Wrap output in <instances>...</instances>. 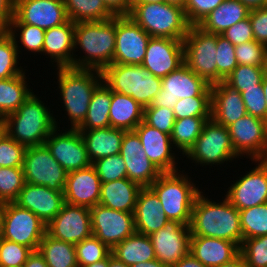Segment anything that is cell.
I'll return each mask as SVG.
<instances>
[{
    "label": "cell",
    "instance_id": "1",
    "mask_svg": "<svg viewBox=\"0 0 267 267\" xmlns=\"http://www.w3.org/2000/svg\"><path fill=\"white\" fill-rule=\"evenodd\" d=\"M203 193L197 195L193 204L189 225L191 236L214 237L241 246L243 235L239 210L226 198L219 203Z\"/></svg>",
    "mask_w": 267,
    "mask_h": 267
},
{
    "label": "cell",
    "instance_id": "2",
    "mask_svg": "<svg viewBox=\"0 0 267 267\" xmlns=\"http://www.w3.org/2000/svg\"><path fill=\"white\" fill-rule=\"evenodd\" d=\"M116 16L109 20L75 23L74 48L85 55L73 58V68L103 71L113 64Z\"/></svg>",
    "mask_w": 267,
    "mask_h": 267
},
{
    "label": "cell",
    "instance_id": "3",
    "mask_svg": "<svg viewBox=\"0 0 267 267\" xmlns=\"http://www.w3.org/2000/svg\"><path fill=\"white\" fill-rule=\"evenodd\" d=\"M43 102L32 92L15 112L5 117L6 133L13 140L26 147L45 144L58 122Z\"/></svg>",
    "mask_w": 267,
    "mask_h": 267
},
{
    "label": "cell",
    "instance_id": "4",
    "mask_svg": "<svg viewBox=\"0 0 267 267\" xmlns=\"http://www.w3.org/2000/svg\"><path fill=\"white\" fill-rule=\"evenodd\" d=\"M56 69L62 107L71 122L69 128L77 129L84 122L95 89L103 82L102 71L72 67Z\"/></svg>",
    "mask_w": 267,
    "mask_h": 267
},
{
    "label": "cell",
    "instance_id": "5",
    "mask_svg": "<svg viewBox=\"0 0 267 267\" xmlns=\"http://www.w3.org/2000/svg\"><path fill=\"white\" fill-rule=\"evenodd\" d=\"M194 184L183 171L162 173L151 184L168 220L190 225L193 204L201 192Z\"/></svg>",
    "mask_w": 267,
    "mask_h": 267
},
{
    "label": "cell",
    "instance_id": "6",
    "mask_svg": "<svg viewBox=\"0 0 267 267\" xmlns=\"http://www.w3.org/2000/svg\"><path fill=\"white\" fill-rule=\"evenodd\" d=\"M102 76L111 91L131 96L143 108L150 106L162 89V78L142 65L110 64L102 71Z\"/></svg>",
    "mask_w": 267,
    "mask_h": 267
},
{
    "label": "cell",
    "instance_id": "7",
    "mask_svg": "<svg viewBox=\"0 0 267 267\" xmlns=\"http://www.w3.org/2000/svg\"><path fill=\"white\" fill-rule=\"evenodd\" d=\"M151 37L183 39L190 24L184 9L167 3H135L128 15Z\"/></svg>",
    "mask_w": 267,
    "mask_h": 267
},
{
    "label": "cell",
    "instance_id": "8",
    "mask_svg": "<svg viewBox=\"0 0 267 267\" xmlns=\"http://www.w3.org/2000/svg\"><path fill=\"white\" fill-rule=\"evenodd\" d=\"M217 34L204 32L198 26H190L183 38L184 63L208 84L218 83Z\"/></svg>",
    "mask_w": 267,
    "mask_h": 267
},
{
    "label": "cell",
    "instance_id": "9",
    "mask_svg": "<svg viewBox=\"0 0 267 267\" xmlns=\"http://www.w3.org/2000/svg\"><path fill=\"white\" fill-rule=\"evenodd\" d=\"M185 156L202 167L221 165L239 158L233 149L228 128L213 119L204 124L200 136Z\"/></svg>",
    "mask_w": 267,
    "mask_h": 267
},
{
    "label": "cell",
    "instance_id": "10",
    "mask_svg": "<svg viewBox=\"0 0 267 267\" xmlns=\"http://www.w3.org/2000/svg\"><path fill=\"white\" fill-rule=\"evenodd\" d=\"M46 225L30 210L20 207L15 202L4 203L1 238L37 251L46 233Z\"/></svg>",
    "mask_w": 267,
    "mask_h": 267
},
{
    "label": "cell",
    "instance_id": "11",
    "mask_svg": "<svg viewBox=\"0 0 267 267\" xmlns=\"http://www.w3.org/2000/svg\"><path fill=\"white\" fill-rule=\"evenodd\" d=\"M22 168L26 183L64 192L68 172L53 158L45 144L26 148Z\"/></svg>",
    "mask_w": 267,
    "mask_h": 267
},
{
    "label": "cell",
    "instance_id": "12",
    "mask_svg": "<svg viewBox=\"0 0 267 267\" xmlns=\"http://www.w3.org/2000/svg\"><path fill=\"white\" fill-rule=\"evenodd\" d=\"M211 97V85L197 76L185 63L162 78V89L147 107L173 109L178 99Z\"/></svg>",
    "mask_w": 267,
    "mask_h": 267
},
{
    "label": "cell",
    "instance_id": "13",
    "mask_svg": "<svg viewBox=\"0 0 267 267\" xmlns=\"http://www.w3.org/2000/svg\"><path fill=\"white\" fill-rule=\"evenodd\" d=\"M227 128L238 156L246 155L251 161L267 159V121L246 114Z\"/></svg>",
    "mask_w": 267,
    "mask_h": 267
},
{
    "label": "cell",
    "instance_id": "14",
    "mask_svg": "<svg viewBox=\"0 0 267 267\" xmlns=\"http://www.w3.org/2000/svg\"><path fill=\"white\" fill-rule=\"evenodd\" d=\"M92 234L110 249L133 235L135 231L134 215L110 209L100 204L90 208Z\"/></svg>",
    "mask_w": 267,
    "mask_h": 267
},
{
    "label": "cell",
    "instance_id": "15",
    "mask_svg": "<svg viewBox=\"0 0 267 267\" xmlns=\"http://www.w3.org/2000/svg\"><path fill=\"white\" fill-rule=\"evenodd\" d=\"M150 38L129 16H116L113 64L142 65Z\"/></svg>",
    "mask_w": 267,
    "mask_h": 267
},
{
    "label": "cell",
    "instance_id": "16",
    "mask_svg": "<svg viewBox=\"0 0 267 267\" xmlns=\"http://www.w3.org/2000/svg\"><path fill=\"white\" fill-rule=\"evenodd\" d=\"M59 128L56 127L45 141V145L51 151L53 158L68 173L92 165L80 131L70 128L65 129V132H60Z\"/></svg>",
    "mask_w": 267,
    "mask_h": 267
},
{
    "label": "cell",
    "instance_id": "17",
    "mask_svg": "<svg viewBox=\"0 0 267 267\" xmlns=\"http://www.w3.org/2000/svg\"><path fill=\"white\" fill-rule=\"evenodd\" d=\"M254 162L258 165L231 183L224 196L239 211L267 203V159Z\"/></svg>",
    "mask_w": 267,
    "mask_h": 267
},
{
    "label": "cell",
    "instance_id": "18",
    "mask_svg": "<svg viewBox=\"0 0 267 267\" xmlns=\"http://www.w3.org/2000/svg\"><path fill=\"white\" fill-rule=\"evenodd\" d=\"M68 20L63 0H14L10 24H29L48 30Z\"/></svg>",
    "mask_w": 267,
    "mask_h": 267
},
{
    "label": "cell",
    "instance_id": "19",
    "mask_svg": "<svg viewBox=\"0 0 267 267\" xmlns=\"http://www.w3.org/2000/svg\"><path fill=\"white\" fill-rule=\"evenodd\" d=\"M46 232L72 244L91 237L90 208L64 203L61 211L46 225Z\"/></svg>",
    "mask_w": 267,
    "mask_h": 267
},
{
    "label": "cell",
    "instance_id": "20",
    "mask_svg": "<svg viewBox=\"0 0 267 267\" xmlns=\"http://www.w3.org/2000/svg\"><path fill=\"white\" fill-rule=\"evenodd\" d=\"M156 259L174 266L190 253L191 232L188 225L168 220L164 227L149 235Z\"/></svg>",
    "mask_w": 267,
    "mask_h": 267
},
{
    "label": "cell",
    "instance_id": "21",
    "mask_svg": "<svg viewBox=\"0 0 267 267\" xmlns=\"http://www.w3.org/2000/svg\"><path fill=\"white\" fill-rule=\"evenodd\" d=\"M184 64L183 39L151 37L142 66L164 78Z\"/></svg>",
    "mask_w": 267,
    "mask_h": 267
},
{
    "label": "cell",
    "instance_id": "22",
    "mask_svg": "<svg viewBox=\"0 0 267 267\" xmlns=\"http://www.w3.org/2000/svg\"><path fill=\"white\" fill-rule=\"evenodd\" d=\"M120 155L126 166L127 178L142 188L150 187L162 174L146 155L141 141L134 131L124 133Z\"/></svg>",
    "mask_w": 267,
    "mask_h": 267
},
{
    "label": "cell",
    "instance_id": "23",
    "mask_svg": "<svg viewBox=\"0 0 267 267\" xmlns=\"http://www.w3.org/2000/svg\"><path fill=\"white\" fill-rule=\"evenodd\" d=\"M134 132L138 135L142 148L150 161L155 164L162 173L180 171L177 168V158L174 153L175 151L172 150L174 146L169 134L151 127L144 121L135 128Z\"/></svg>",
    "mask_w": 267,
    "mask_h": 267
},
{
    "label": "cell",
    "instance_id": "24",
    "mask_svg": "<svg viewBox=\"0 0 267 267\" xmlns=\"http://www.w3.org/2000/svg\"><path fill=\"white\" fill-rule=\"evenodd\" d=\"M14 202L20 207L30 210L48 224L61 211L65 200L64 192L25 182Z\"/></svg>",
    "mask_w": 267,
    "mask_h": 267
},
{
    "label": "cell",
    "instance_id": "25",
    "mask_svg": "<svg viewBox=\"0 0 267 267\" xmlns=\"http://www.w3.org/2000/svg\"><path fill=\"white\" fill-rule=\"evenodd\" d=\"M100 191L101 180L93 165L67 174L65 203L92 208L99 203Z\"/></svg>",
    "mask_w": 267,
    "mask_h": 267
},
{
    "label": "cell",
    "instance_id": "26",
    "mask_svg": "<svg viewBox=\"0 0 267 267\" xmlns=\"http://www.w3.org/2000/svg\"><path fill=\"white\" fill-rule=\"evenodd\" d=\"M75 23L68 20L59 26L45 30L42 54L48 55L57 68L72 67L74 54ZM53 60V61H52Z\"/></svg>",
    "mask_w": 267,
    "mask_h": 267
},
{
    "label": "cell",
    "instance_id": "27",
    "mask_svg": "<svg viewBox=\"0 0 267 267\" xmlns=\"http://www.w3.org/2000/svg\"><path fill=\"white\" fill-rule=\"evenodd\" d=\"M246 114L240 92L224 81L211 85V119L228 127Z\"/></svg>",
    "mask_w": 267,
    "mask_h": 267
},
{
    "label": "cell",
    "instance_id": "28",
    "mask_svg": "<svg viewBox=\"0 0 267 267\" xmlns=\"http://www.w3.org/2000/svg\"><path fill=\"white\" fill-rule=\"evenodd\" d=\"M190 253L204 266L217 267L240 254L237 243L206 236H191Z\"/></svg>",
    "mask_w": 267,
    "mask_h": 267
},
{
    "label": "cell",
    "instance_id": "29",
    "mask_svg": "<svg viewBox=\"0 0 267 267\" xmlns=\"http://www.w3.org/2000/svg\"><path fill=\"white\" fill-rule=\"evenodd\" d=\"M133 215L135 231L148 236L162 229L168 221L159 197L150 187L140 190Z\"/></svg>",
    "mask_w": 267,
    "mask_h": 267
},
{
    "label": "cell",
    "instance_id": "30",
    "mask_svg": "<svg viewBox=\"0 0 267 267\" xmlns=\"http://www.w3.org/2000/svg\"><path fill=\"white\" fill-rule=\"evenodd\" d=\"M142 187L128 178L101 183L100 205L134 213L138 194Z\"/></svg>",
    "mask_w": 267,
    "mask_h": 267
},
{
    "label": "cell",
    "instance_id": "31",
    "mask_svg": "<svg viewBox=\"0 0 267 267\" xmlns=\"http://www.w3.org/2000/svg\"><path fill=\"white\" fill-rule=\"evenodd\" d=\"M86 144L90 162L120 154L122 140L126 131L114 127L92 130H79Z\"/></svg>",
    "mask_w": 267,
    "mask_h": 267
},
{
    "label": "cell",
    "instance_id": "32",
    "mask_svg": "<svg viewBox=\"0 0 267 267\" xmlns=\"http://www.w3.org/2000/svg\"><path fill=\"white\" fill-rule=\"evenodd\" d=\"M250 10L239 0H224L197 26L210 34H221L233 24L247 18Z\"/></svg>",
    "mask_w": 267,
    "mask_h": 267
},
{
    "label": "cell",
    "instance_id": "33",
    "mask_svg": "<svg viewBox=\"0 0 267 267\" xmlns=\"http://www.w3.org/2000/svg\"><path fill=\"white\" fill-rule=\"evenodd\" d=\"M144 108L131 96L112 91L109 112L110 126L124 131H134L143 121Z\"/></svg>",
    "mask_w": 267,
    "mask_h": 267
},
{
    "label": "cell",
    "instance_id": "34",
    "mask_svg": "<svg viewBox=\"0 0 267 267\" xmlns=\"http://www.w3.org/2000/svg\"><path fill=\"white\" fill-rule=\"evenodd\" d=\"M111 253L127 266L156 259L150 237L137 232L116 244Z\"/></svg>",
    "mask_w": 267,
    "mask_h": 267
},
{
    "label": "cell",
    "instance_id": "35",
    "mask_svg": "<svg viewBox=\"0 0 267 267\" xmlns=\"http://www.w3.org/2000/svg\"><path fill=\"white\" fill-rule=\"evenodd\" d=\"M111 89L102 82L94 91L84 122L78 130H92L110 126Z\"/></svg>",
    "mask_w": 267,
    "mask_h": 267
},
{
    "label": "cell",
    "instance_id": "36",
    "mask_svg": "<svg viewBox=\"0 0 267 267\" xmlns=\"http://www.w3.org/2000/svg\"><path fill=\"white\" fill-rule=\"evenodd\" d=\"M25 71L11 78L0 79V117L15 112L33 92L27 86Z\"/></svg>",
    "mask_w": 267,
    "mask_h": 267
},
{
    "label": "cell",
    "instance_id": "37",
    "mask_svg": "<svg viewBox=\"0 0 267 267\" xmlns=\"http://www.w3.org/2000/svg\"><path fill=\"white\" fill-rule=\"evenodd\" d=\"M38 251L49 267H78L75 244L56 239L47 232L39 243Z\"/></svg>",
    "mask_w": 267,
    "mask_h": 267
},
{
    "label": "cell",
    "instance_id": "38",
    "mask_svg": "<svg viewBox=\"0 0 267 267\" xmlns=\"http://www.w3.org/2000/svg\"><path fill=\"white\" fill-rule=\"evenodd\" d=\"M69 20L74 23L109 20L115 15L103 0H63Z\"/></svg>",
    "mask_w": 267,
    "mask_h": 267
},
{
    "label": "cell",
    "instance_id": "39",
    "mask_svg": "<svg viewBox=\"0 0 267 267\" xmlns=\"http://www.w3.org/2000/svg\"><path fill=\"white\" fill-rule=\"evenodd\" d=\"M211 118H181L175 120L171 133L173 150L177 149L185 157L187 152L194 146L200 136L204 124Z\"/></svg>",
    "mask_w": 267,
    "mask_h": 267
},
{
    "label": "cell",
    "instance_id": "40",
    "mask_svg": "<svg viewBox=\"0 0 267 267\" xmlns=\"http://www.w3.org/2000/svg\"><path fill=\"white\" fill-rule=\"evenodd\" d=\"M6 31L14 40L18 54L21 52L19 47H22L18 46L20 43L23 45L25 50H28V52L31 51L34 52V54L42 53L45 37L44 29L29 24H9V27Z\"/></svg>",
    "mask_w": 267,
    "mask_h": 267
},
{
    "label": "cell",
    "instance_id": "41",
    "mask_svg": "<svg viewBox=\"0 0 267 267\" xmlns=\"http://www.w3.org/2000/svg\"><path fill=\"white\" fill-rule=\"evenodd\" d=\"M243 240L267 235V203L239 211Z\"/></svg>",
    "mask_w": 267,
    "mask_h": 267
},
{
    "label": "cell",
    "instance_id": "42",
    "mask_svg": "<svg viewBox=\"0 0 267 267\" xmlns=\"http://www.w3.org/2000/svg\"><path fill=\"white\" fill-rule=\"evenodd\" d=\"M19 54L14 40L6 30H0V79L20 75L24 69L18 67Z\"/></svg>",
    "mask_w": 267,
    "mask_h": 267
},
{
    "label": "cell",
    "instance_id": "43",
    "mask_svg": "<svg viewBox=\"0 0 267 267\" xmlns=\"http://www.w3.org/2000/svg\"><path fill=\"white\" fill-rule=\"evenodd\" d=\"M264 75L263 67L237 65L224 82L242 93L247 89L262 88Z\"/></svg>",
    "mask_w": 267,
    "mask_h": 267
},
{
    "label": "cell",
    "instance_id": "44",
    "mask_svg": "<svg viewBox=\"0 0 267 267\" xmlns=\"http://www.w3.org/2000/svg\"><path fill=\"white\" fill-rule=\"evenodd\" d=\"M24 184L22 167H0V202H14Z\"/></svg>",
    "mask_w": 267,
    "mask_h": 267
},
{
    "label": "cell",
    "instance_id": "45",
    "mask_svg": "<svg viewBox=\"0 0 267 267\" xmlns=\"http://www.w3.org/2000/svg\"><path fill=\"white\" fill-rule=\"evenodd\" d=\"M75 250L78 267L101 261L111 253V249L93 235L75 244Z\"/></svg>",
    "mask_w": 267,
    "mask_h": 267
},
{
    "label": "cell",
    "instance_id": "46",
    "mask_svg": "<svg viewBox=\"0 0 267 267\" xmlns=\"http://www.w3.org/2000/svg\"><path fill=\"white\" fill-rule=\"evenodd\" d=\"M173 112L176 120L189 117L211 118V97L178 99Z\"/></svg>",
    "mask_w": 267,
    "mask_h": 267
},
{
    "label": "cell",
    "instance_id": "47",
    "mask_svg": "<svg viewBox=\"0 0 267 267\" xmlns=\"http://www.w3.org/2000/svg\"><path fill=\"white\" fill-rule=\"evenodd\" d=\"M217 72L218 83L225 81L231 72L237 67L235 45L221 34H217Z\"/></svg>",
    "mask_w": 267,
    "mask_h": 267
},
{
    "label": "cell",
    "instance_id": "48",
    "mask_svg": "<svg viewBox=\"0 0 267 267\" xmlns=\"http://www.w3.org/2000/svg\"><path fill=\"white\" fill-rule=\"evenodd\" d=\"M240 254L247 267H267V235L244 239Z\"/></svg>",
    "mask_w": 267,
    "mask_h": 267
},
{
    "label": "cell",
    "instance_id": "49",
    "mask_svg": "<svg viewBox=\"0 0 267 267\" xmlns=\"http://www.w3.org/2000/svg\"><path fill=\"white\" fill-rule=\"evenodd\" d=\"M101 183L127 178V170L120 154L107 156L92 163Z\"/></svg>",
    "mask_w": 267,
    "mask_h": 267
},
{
    "label": "cell",
    "instance_id": "50",
    "mask_svg": "<svg viewBox=\"0 0 267 267\" xmlns=\"http://www.w3.org/2000/svg\"><path fill=\"white\" fill-rule=\"evenodd\" d=\"M33 251L24 245L0 239V267H20Z\"/></svg>",
    "mask_w": 267,
    "mask_h": 267
},
{
    "label": "cell",
    "instance_id": "51",
    "mask_svg": "<svg viewBox=\"0 0 267 267\" xmlns=\"http://www.w3.org/2000/svg\"><path fill=\"white\" fill-rule=\"evenodd\" d=\"M26 148L6 133L0 139V167H22Z\"/></svg>",
    "mask_w": 267,
    "mask_h": 267
},
{
    "label": "cell",
    "instance_id": "52",
    "mask_svg": "<svg viewBox=\"0 0 267 267\" xmlns=\"http://www.w3.org/2000/svg\"><path fill=\"white\" fill-rule=\"evenodd\" d=\"M175 120L173 109L165 107L144 108L143 121L169 135L172 133Z\"/></svg>",
    "mask_w": 267,
    "mask_h": 267
},
{
    "label": "cell",
    "instance_id": "53",
    "mask_svg": "<svg viewBox=\"0 0 267 267\" xmlns=\"http://www.w3.org/2000/svg\"><path fill=\"white\" fill-rule=\"evenodd\" d=\"M265 45L256 40L235 45V55L238 65L263 67Z\"/></svg>",
    "mask_w": 267,
    "mask_h": 267
},
{
    "label": "cell",
    "instance_id": "54",
    "mask_svg": "<svg viewBox=\"0 0 267 267\" xmlns=\"http://www.w3.org/2000/svg\"><path fill=\"white\" fill-rule=\"evenodd\" d=\"M223 1L224 0H187L184 12L188 23L191 26H197Z\"/></svg>",
    "mask_w": 267,
    "mask_h": 267
},
{
    "label": "cell",
    "instance_id": "55",
    "mask_svg": "<svg viewBox=\"0 0 267 267\" xmlns=\"http://www.w3.org/2000/svg\"><path fill=\"white\" fill-rule=\"evenodd\" d=\"M246 112L267 121V108L263 88H251L241 93Z\"/></svg>",
    "mask_w": 267,
    "mask_h": 267
},
{
    "label": "cell",
    "instance_id": "56",
    "mask_svg": "<svg viewBox=\"0 0 267 267\" xmlns=\"http://www.w3.org/2000/svg\"><path fill=\"white\" fill-rule=\"evenodd\" d=\"M221 35L227 38L233 45H240L255 40L249 16L233 24L231 27L223 31Z\"/></svg>",
    "mask_w": 267,
    "mask_h": 267
},
{
    "label": "cell",
    "instance_id": "57",
    "mask_svg": "<svg viewBox=\"0 0 267 267\" xmlns=\"http://www.w3.org/2000/svg\"><path fill=\"white\" fill-rule=\"evenodd\" d=\"M249 19L252 24L254 39L267 46V7L251 10Z\"/></svg>",
    "mask_w": 267,
    "mask_h": 267
},
{
    "label": "cell",
    "instance_id": "58",
    "mask_svg": "<svg viewBox=\"0 0 267 267\" xmlns=\"http://www.w3.org/2000/svg\"><path fill=\"white\" fill-rule=\"evenodd\" d=\"M14 17V0H0V30H7Z\"/></svg>",
    "mask_w": 267,
    "mask_h": 267
},
{
    "label": "cell",
    "instance_id": "59",
    "mask_svg": "<svg viewBox=\"0 0 267 267\" xmlns=\"http://www.w3.org/2000/svg\"><path fill=\"white\" fill-rule=\"evenodd\" d=\"M107 8L115 16H128L131 10V5L126 0H103Z\"/></svg>",
    "mask_w": 267,
    "mask_h": 267
},
{
    "label": "cell",
    "instance_id": "60",
    "mask_svg": "<svg viewBox=\"0 0 267 267\" xmlns=\"http://www.w3.org/2000/svg\"><path fill=\"white\" fill-rule=\"evenodd\" d=\"M22 267H49L39 251H33Z\"/></svg>",
    "mask_w": 267,
    "mask_h": 267
},
{
    "label": "cell",
    "instance_id": "61",
    "mask_svg": "<svg viewBox=\"0 0 267 267\" xmlns=\"http://www.w3.org/2000/svg\"><path fill=\"white\" fill-rule=\"evenodd\" d=\"M172 267H207V266H204L191 253H189Z\"/></svg>",
    "mask_w": 267,
    "mask_h": 267
},
{
    "label": "cell",
    "instance_id": "62",
    "mask_svg": "<svg viewBox=\"0 0 267 267\" xmlns=\"http://www.w3.org/2000/svg\"><path fill=\"white\" fill-rule=\"evenodd\" d=\"M250 11L267 7V0H239Z\"/></svg>",
    "mask_w": 267,
    "mask_h": 267
},
{
    "label": "cell",
    "instance_id": "63",
    "mask_svg": "<svg viewBox=\"0 0 267 267\" xmlns=\"http://www.w3.org/2000/svg\"><path fill=\"white\" fill-rule=\"evenodd\" d=\"M217 267H247L244 257L239 254L237 257H235L232 261L228 262V263H224L220 266Z\"/></svg>",
    "mask_w": 267,
    "mask_h": 267
},
{
    "label": "cell",
    "instance_id": "64",
    "mask_svg": "<svg viewBox=\"0 0 267 267\" xmlns=\"http://www.w3.org/2000/svg\"><path fill=\"white\" fill-rule=\"evenodd\" d=\"M129 267H168V266L163 264L161 261L154 259L146 262H139Z\"/></svg>",
    "mask_w": 267,
    "mask_h": 267
},
{
    "label": "cell",
    "instance_id": "65",
    "mask_svg": "<svg viewBox=\"0 0 267 267\" xmlns=\"http://www.w3.org/2000/svg\"><path fill=\"white\" fill-rule=\"evenodd\" d=\"M108 267H129L110 253L108 255Z\"/></svg>",
    "mask_w": 267,
    "mask_h": 267
},
{
    "label": "cell",
    "instance_id": "66",
    "mask_svg": "<svg viewBox=\"0 0 267 267\" xmlns=\"http://www.w3.org/2000/svg\"><path fill=\"white\" fill-rule=\"evenodd\" d=\"M165 3L184 9L187 0H164Z\"/></svg>",
    "mask_w": 267,
    "mask_h": 267
},
{
    "label": "cell",
    "instance_id": "67",
    "mask_svg": "<svg viewBox=\"0 0 267 267\" xmlns=\"http://www.w3.org/2000/svg\"><path fill=\"white\" fill-rule=\"evenodd\" d=\"M82 267H108V256L101 261Z\"/></svg>",
    "mask_w": 267,
    "mask_h": 267
},
{
    "label": "cell",
    "instance_id": "68",
    "mask_svg": "<svg viewBox=\"0 0 267 267\" xmlns=\"http://www.w3.org/2000/svg\"><path fill=\"white\" fill-rule=\"evenodd\" d=\"M6 134V121L4 117H0V139Z\"/></svg>",
    "mask_w": 267,
    "mask_h": 267
},
{
    "label": "cell",
    "instance_id": "69",
    "mask_svg": "<svg viewBox=\"0 0 267 267\" xmlns=\"http://www.w3.org/2000/svg\"><path fill=\"white\" fill-rule=\"evenodd\" d=\"M3 217H4V203L0 202V237L2 235Z\"/></svg>",
    "mask_w": 267,
    "mask_h": 267
},
{
    "label": "cell",
    "instance_id": "70",
    "mask_svg": "<svg viewBox=\"0 0 267 267\" xmlns=\"http://www.w3.org/2000/svg\"><path fill=\"white\" fill-rule=\"evenodd\" d=\"M262 88L265 95L266 108H267V74L264 75L262 80Z\"/></svg>",
    "mask_w": 267,
    "mask_h": 267
},
{
    "label": "cell",
    "instance_id": "71",
    "mask_svg": "<svg viewBox=\"0 0 267 267\" xmlns=\"http://www.w3.org/2000/svg\"><path fill=\"white\" fill-rule=\"evenodd\" d=\"M263 70L265 74H267V46L265 47V51H264Z\"/></svg>",
    "mask_w": 267,
    "mask_h": 267
},
{
    "label": "cell",
    "instance_id": "72",
    "mask_svg": "<svg viewBox=\"0 0 267 267\" xmlns=\"http://www.w3.org/2000/svg\"><path fill=\"white\" fill-rule=\"evenodd\" d=\"M136 3H164V0H137Z\"/></svg>",
    "mask_w": 267,
    "mask_h": 267
},
{
    "label": "cell",
    "instance_id": "73",
    "mask_svg": "<svg viewBox=\"0 0 267 267\" xmlns=\"http://www.w3.org/2000/svg\"><path fill=\"white\" fill-rule=\"evenodd\" d=\"M131 6H133L137 0H126Z\"/></svg>",
    "mask_w": 267,
    "mask_h": 267
}]
</instances>
